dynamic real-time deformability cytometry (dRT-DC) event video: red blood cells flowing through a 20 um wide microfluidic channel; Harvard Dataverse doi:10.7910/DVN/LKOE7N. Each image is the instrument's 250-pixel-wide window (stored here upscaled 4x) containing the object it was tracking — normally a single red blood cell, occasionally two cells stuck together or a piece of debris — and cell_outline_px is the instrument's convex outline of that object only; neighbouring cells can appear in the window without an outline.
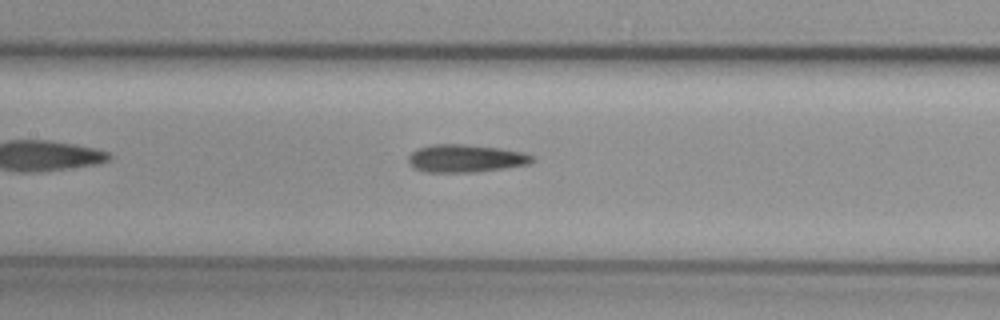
{"species": "common noctule bat (a hibernating species)", "species_latin": "Nyctalus noctula", "temperature_condition": "cold", "stored_images_in_passage": 33, "camera_frame_rate_fps": 3000, "um_per_image_px": 0.085, "animal": {"sex": "female", "body_mass_g": 29.2, "forearm_length_mm": 56.3}, "frame": {"image": 1, "passage_image": 12, "time_ms": 3.667, "image_size_px": [1000, 320], "cell_outline_px": [[536, 160], [528, 164], [504, 168], [472, 172], [424, 172], [416, 168], [408, 160], [408, 156], [412, 152], [420, 148], [432, 144], [464, 144], [500, 148], [524, 152], [536, 156]], "centroid_in_image_um": [39.64, 13.46], "position_along_channel_um": 167.8, "area_um2": 20.0}, "authors_computed_cell_mechanics": {"area_um2": 19.4786, "velocity_mm_per_s": 3.8536, "shape_relaxation_time_tau1_ms": null, "shape_relaxation_time_tau2_ms": 4.8365, "deformation_change_tau1": null, "deformation_change_tau2": 0.1504}}